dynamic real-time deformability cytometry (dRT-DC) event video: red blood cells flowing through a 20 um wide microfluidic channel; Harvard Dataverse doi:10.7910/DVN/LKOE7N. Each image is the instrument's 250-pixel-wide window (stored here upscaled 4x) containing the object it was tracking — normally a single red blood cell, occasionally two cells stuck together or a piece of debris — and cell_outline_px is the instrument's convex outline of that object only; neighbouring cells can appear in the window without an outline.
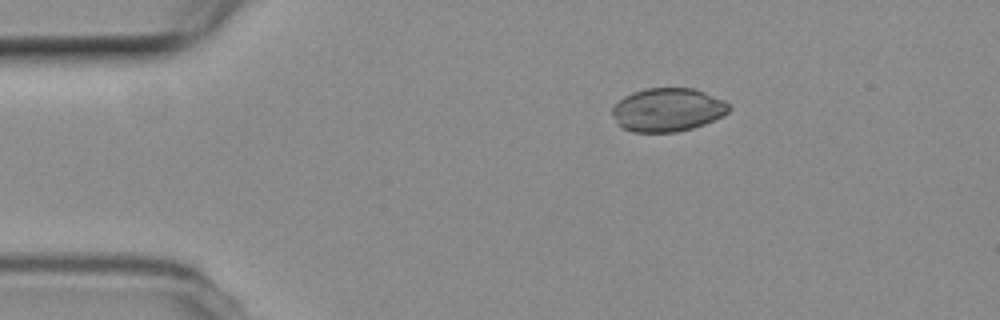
{"species": "common noctule bat (a hibernating species)", "species_latin": "Nyctalus noctula", "temperature_condition": "room temperature", "stored_images_in_passage": 35, "camera_frame_rate_fps": 3000, "um_per_image_px": 0.085, "animal": {"sex": "female", "body_mass_g": 19.3, "forearm_length_mm": 54.1}, "frame": {"image": 1, "passage_image": 2, "time_ms": 0.333, "image_size_px": [1000, 320], "cell_outline_px": [[732, 108], [728, 112], [704, 124], [692, 128], [676, 132], [632, 132], [620, 128], [616, 124], [612, 112], [612, 108], [624, 96], [632, 92], [648, 88], [692, 88], [704, 92], [724, 100]], "centroid_in_image_um": [56.71, 9.34], "position_along_channel_um": 28.3, "area_um2": 29.54}}
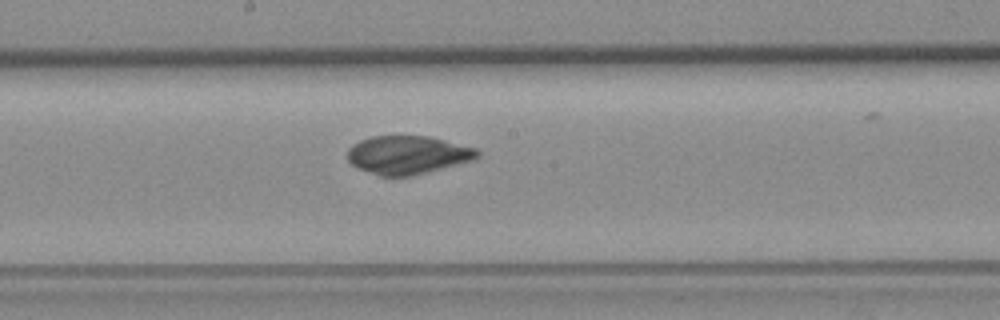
{"frame": {"image": 2, "passage_image": 21, "time_ms": 6.667, "image_size_px": [1000, 320], "cell_outline_px": [[480, 156], [468, 160], [412, 176], [380, 176], [356, 168], [348, 160], [348, 148], [352, 144], [360, 140], [372, 136], [428, 136], [476, 148], [480, 152]], "centroid_in_image_um": [34.58, 13.16], "position_along_channel_um": 213.6, "area_um2": 28.67}}
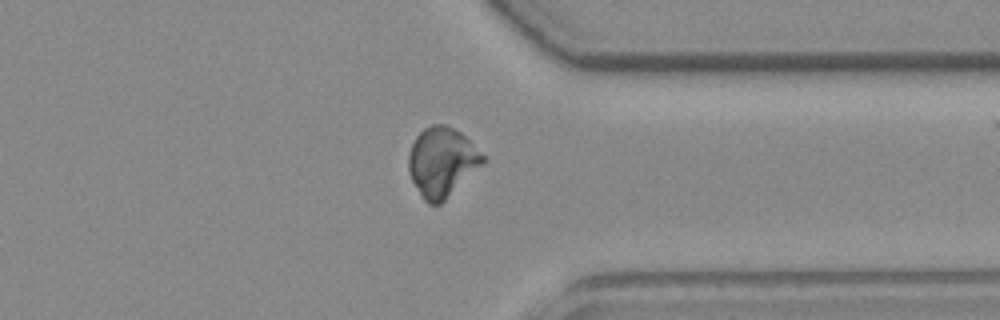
{"frame": {"image": 3, "passage_image": 34, "time_ms": 11.0, "image_size_px": [1000, 320], "cell_outline_px": [[484, 160], [440, 204], [428, 204], [420, 196], [408, 172], [408, 156], [412, 144], [416, 136], [424, 128], [432, 124], [444, 124], [460, 132], [484, 156]], "centroid_in_image_um": [37.49, 13.76], "position_along_channel_um": 373.9, "area_um2": 29.25}}